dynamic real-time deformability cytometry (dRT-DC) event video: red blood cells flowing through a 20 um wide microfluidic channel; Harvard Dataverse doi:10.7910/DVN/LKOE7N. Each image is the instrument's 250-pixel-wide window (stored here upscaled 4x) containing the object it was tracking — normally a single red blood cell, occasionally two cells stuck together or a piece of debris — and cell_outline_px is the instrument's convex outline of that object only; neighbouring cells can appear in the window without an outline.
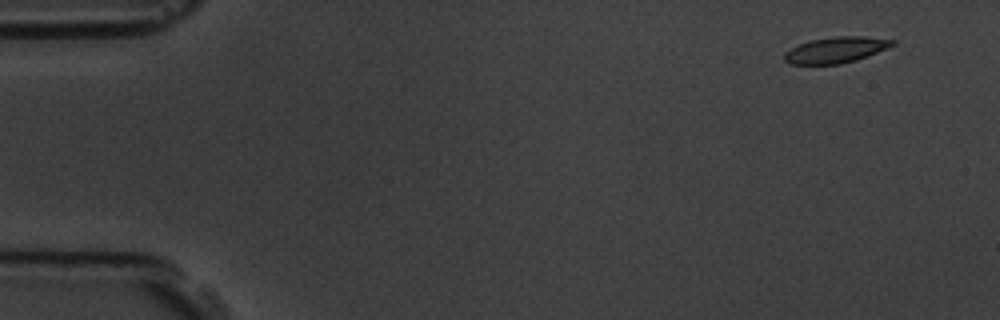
{"species": "common noctule bat (a hibernating species)", "species_latin": "Nyctalus noctula", "temperature_condition": "room temperature", "stored_images_in_passage": 6, "segment_of_instrument_passage": [2, 2], "camera_frame_rate_fps": 3000, "um_per_image_px": 0.085, "animal": {"sex": "male", "body_mass_g": 19.5, "forearm_length_mm": 54.6}, "frame": {"image": 1, "passage_image": 6, "time_ms": 6.333, "image_size_px": [1000, 320], "cell_outline_px": [[896, 44], [888, 48], [856, 60], [840, 64], [792, 64], [784, 60], [784, 56], [792, 48], [800, 44], [812, 40], [836, 36], [864, 36], [896, 40]], "centroid_in_image_um": [71.12, 4.24], "position_along_channel_um": 13.9, "area_um2": 16.13}}